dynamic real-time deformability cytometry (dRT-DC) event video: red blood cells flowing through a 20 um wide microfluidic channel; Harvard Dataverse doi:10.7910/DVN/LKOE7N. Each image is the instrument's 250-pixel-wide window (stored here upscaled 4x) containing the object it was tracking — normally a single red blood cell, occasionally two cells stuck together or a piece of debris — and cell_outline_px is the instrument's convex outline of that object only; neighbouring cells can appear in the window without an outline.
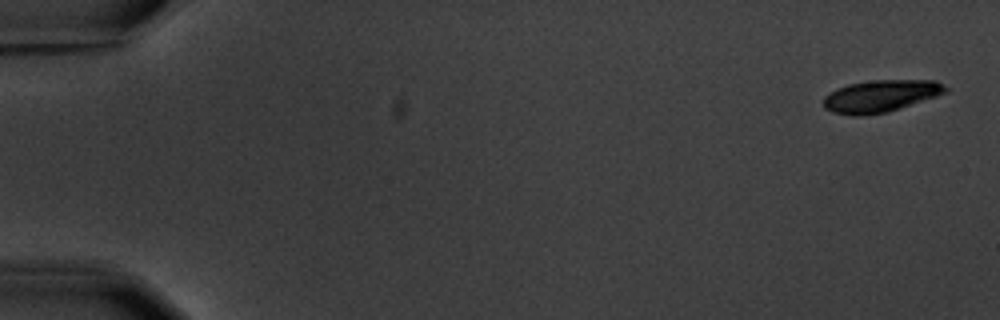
{"species": "common noctule bat (a hibernating species)", "species_latin": "Nyctalus noctula", "temperature_condition": "warm", "stored_images_in_passage": 5, "camera_frame_rate_fps": 3000, "um_per_image_px": 0.085, "animal": {"sex": "male", "body_mass_g": 20.1, "forearm_length_mm": 53.5}, "frame": {"image": 1, "passage_image": 1, "time_ms": 0.0, "image_size_px": [1000, 320], "cell_outline_px": [[948, 92], [888, 112], [860, 116], [856, 116], [832, 112], [824, 108], [824, 96], [848, 84], [872, 80], [936, 80], [948, 88]], "centroid_in_image_um": [74.87, 8.16], "position_along_channel_um": 10.1, "area_um2": 22.66}}
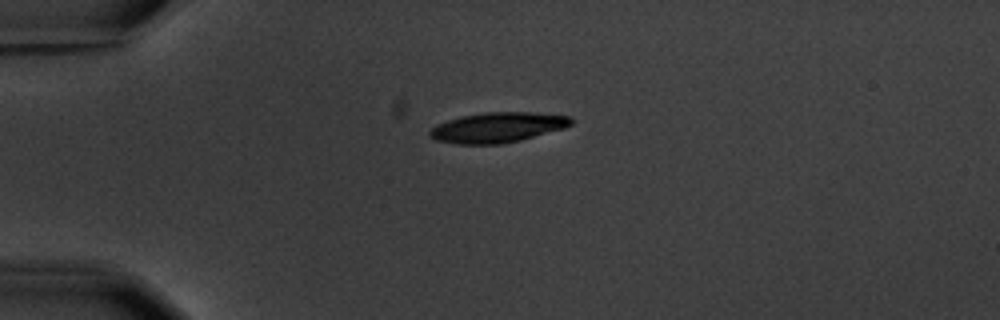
{"frame": {"image": 2, "passage_image": 4, "time_ms": 4.333, "image_size_px": [1000, 320], "cell_outline_px": [[576, 120], [572, 124], [564, 128], [520, 140], [500, 144], [456, 144], [436, 140], [428, 136], [428, 132], [436, 124], [460, 116], [484, 112], [532, 112], [572, 116]], "centroid_in_image_um": [42.3, 10.82], "position_along_channel_um": 42.7, "area_um2": 25.03}}